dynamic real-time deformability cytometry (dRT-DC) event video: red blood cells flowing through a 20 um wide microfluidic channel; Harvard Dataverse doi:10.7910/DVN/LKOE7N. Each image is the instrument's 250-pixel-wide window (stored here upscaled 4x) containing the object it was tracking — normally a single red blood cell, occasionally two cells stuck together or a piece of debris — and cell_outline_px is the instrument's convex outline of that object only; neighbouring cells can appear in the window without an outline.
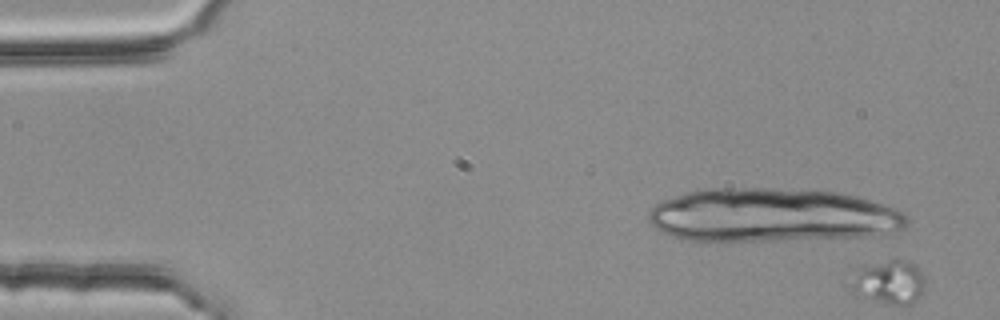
{"species": "common noctule bat (a hibernating species)", "species_latin": "Nyctalus noctula", "temperature_condition": "room temperature", "stored_images_in_passage": 4, "camera_frame_rate_fps": 3000, "um_per_image_px": 0.085, "animal": {"sex": "female", "body_mass_g": 25.1}, "frame": {"image": 1, "passage_image": 4, "time_ms": 1.0, "image_size_px": [1000, 320], "cell_outline_px": [[924, 284], [920, 296], [912, 304], [892, 304], [856, 296], [848, 292], [844, 288], [840, 280], [864, 268], [892, 260], [904, 260], [916, 264], [924, 276]], "centroid_in_image_um": [75.41, 24.02], "position_along_channel_um": 9.6, "area_um2": 19.48}}